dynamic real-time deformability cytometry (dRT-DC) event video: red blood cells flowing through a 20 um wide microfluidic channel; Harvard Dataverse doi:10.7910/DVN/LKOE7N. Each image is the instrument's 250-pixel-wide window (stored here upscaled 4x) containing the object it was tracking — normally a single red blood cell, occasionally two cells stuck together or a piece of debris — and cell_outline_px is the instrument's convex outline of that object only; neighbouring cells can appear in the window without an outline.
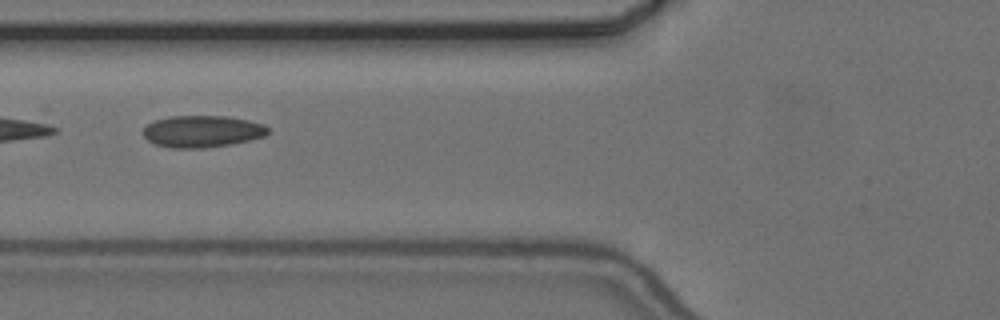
{"species": "common noctule bat (a hibernating species)", "species_latin": "Nyctalus noctula", "temperature_condition": "cold", "stored_images_in_passage": 41, "camera_frame_rate_fps": 3000, "um_per_image_px": 0.085, "animal": {"sex": "female", "body_mass_g": 24.6, "forearm_length_mm": 56.2}, "frame": {"image": 1, "passage_image": 21, "time_ms": 6.667, "image_size_px": [1000, 320], "cell_outline_px": [[268, 132], [264, 136], [232, 144], [204, 148], [172, 148], [156, 144], [148, 140], [144, 136], [144, 128], [152, 120], [168, 116], [228, 116], [248, 120], [264, 124], [268, 128]], "centroid_in_image_um": [17.17, 11.16], "position_along_channel_um": 108.6, "area_um2": 23.18}}
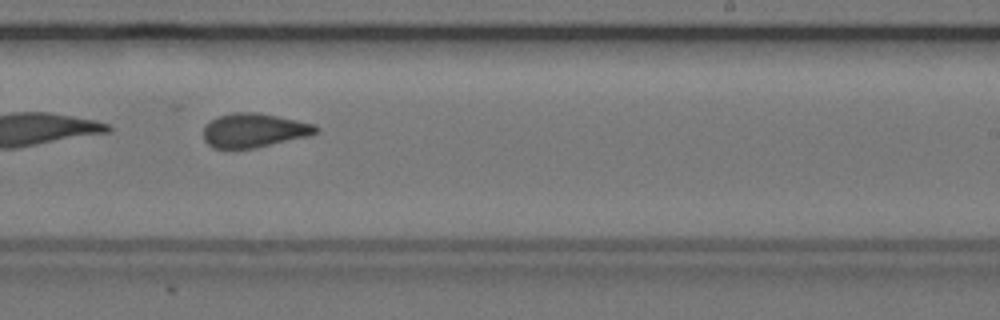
{"frame": {"image": 2, "passage_image": 34, "time_ms": 11.0, "image_size_px": [1000, 320], "cell_outline_px": [[320, 132], [308, 136], [256, 148], [212, 148], [204, 140], [204, 128], [216, 116], [232, 112], [256, 112], [316, 124], [320, 128]], "centroid_in_image_um": [21.62, 11.08], "position_along_channel_um": 267.4, "area_um2": 22.37}}